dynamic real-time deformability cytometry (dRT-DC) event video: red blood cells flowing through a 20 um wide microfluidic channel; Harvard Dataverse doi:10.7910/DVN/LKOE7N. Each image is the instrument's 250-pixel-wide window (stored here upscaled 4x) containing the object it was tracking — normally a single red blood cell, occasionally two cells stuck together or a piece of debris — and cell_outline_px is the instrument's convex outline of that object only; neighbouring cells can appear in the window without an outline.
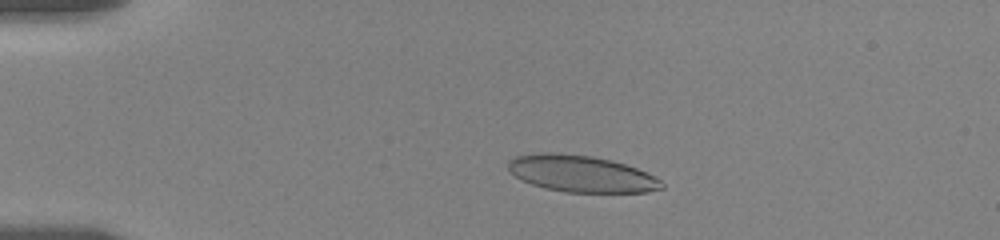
{"species": "human", "species_latin": "Homo sapiens", "temperature_condition": "room temperature", "stored_images_in_passage": 56, "camera_frame_rate_fps": 3000, "um_per_image_px": 0.085, "donor": {"sex": "female"}, "frame": {"image": 1, "passage_image": 11, "time_ms": 3.333, "image_size_px": [1000, 240], "cell_outline_px": [[664, 188], [648, 192], [564, 192], [544, 188], [532, 184], [516, 176], [508, 168], [508, 160], [516, 156], [532, 152], [552, 152], [592, 156], [612, 160], [636, 168], [660, 180], [664, 184]], "centroid_in_image_um": [49.38, 14.76], "position_along_channel_um": 35.6, "area_um2": 32.71}}
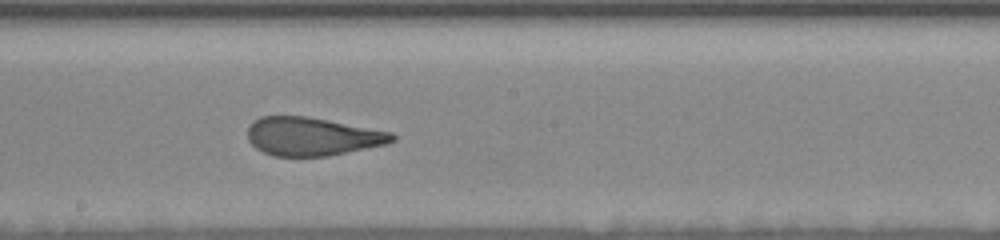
{"frame": {"image": 2, "passage_image": 31, "time_ms": 10.0, "image_size_px": [1000, 240], "cell_outline_px": [[396, 140], [384, 144], [328, 156], [272, 156], [256, 148], [248, 140], [248, 128], [260, 116], [308, 116], [392, 132], [396, 136]], "centroid_in_image_um": [26.53, 11.59], "position_along_channel_um": 221.7, "area_um2": 32.08}}
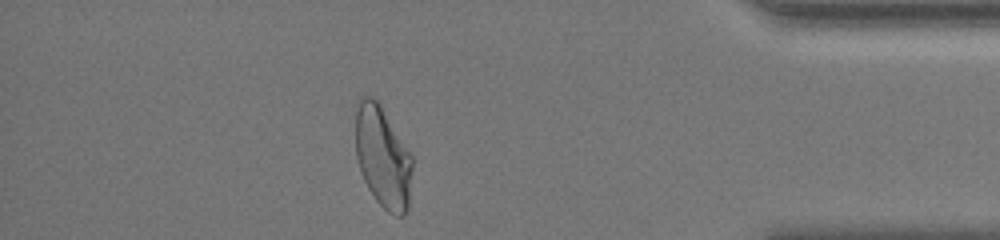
{"frame": {"image": 3, "passage_image": 49, "time_ms": 16.0, "image_size_px": [1000, 240], "cell_outline_px": [[412, 168], [408, 208], [404, 216], [396, 216], [388, 212], [376, 200], [368, 188], [360, 172], [356, 156], [356, 112], [360, 96], [372, 96], [380, 104], [412, 152]], "centroid_in_image_um": [32.55, 13.34], "position_along_channel_um": 402.6, "area_um2": 33.93}, "authors_computed_cell_mechanics": {"area_um2": 33.5818, "velocity_mm_per_s": 3.5524, "shape_relaxation_time_tau1_ms": 5.8674, "shape_relaxation_time_tau2_ms": 1.1856, "deformation_change_tau1": 0.2039, "deformation_change_tau2": 0.1015}}